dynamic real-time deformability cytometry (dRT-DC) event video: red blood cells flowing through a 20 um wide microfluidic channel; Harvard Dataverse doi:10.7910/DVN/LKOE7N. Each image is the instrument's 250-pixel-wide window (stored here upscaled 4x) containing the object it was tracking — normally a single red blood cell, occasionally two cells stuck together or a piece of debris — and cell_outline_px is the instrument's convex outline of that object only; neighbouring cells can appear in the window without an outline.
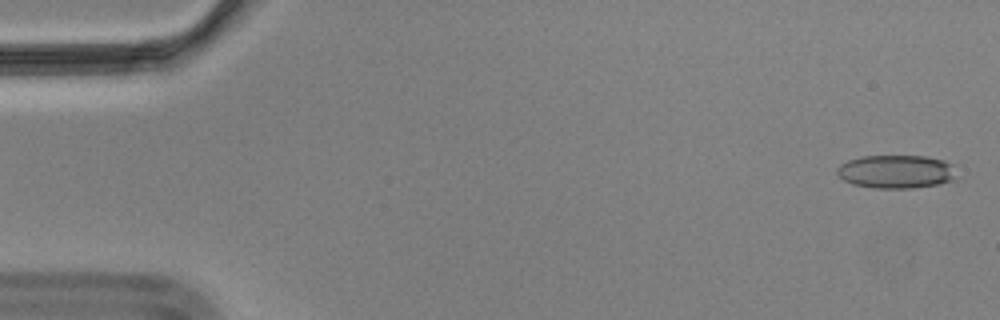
{"species": "Egyptian fruit bat (a non-hibernating species)", "species_latin": "Rousettus aegyptiacus", "temperature_condition": "cold", "stored_images_in_passage": 56, "camera_frame_rate_fps": 3000, "um_per_image_px": 0.085, "animal": {"sex": "male"}, "frame": {"image": 1, "passage_image": 1, "time_ms": 0.0, "image_size_px": [1000, 320], "cell_outline_px": [[960, 176], [956, 180], [940, 184], [912, 188], [876, 188], [852, 184], [844, 180], [836, 172], [836, 168], [840, 164], [848, 160], [864, 156], [924, 156], [944, 160], [952, 164]], "centroid_in_image_um": [76.24, 14.59], "position_along_channel_um": 8.8, "area_um2": 23.58}}
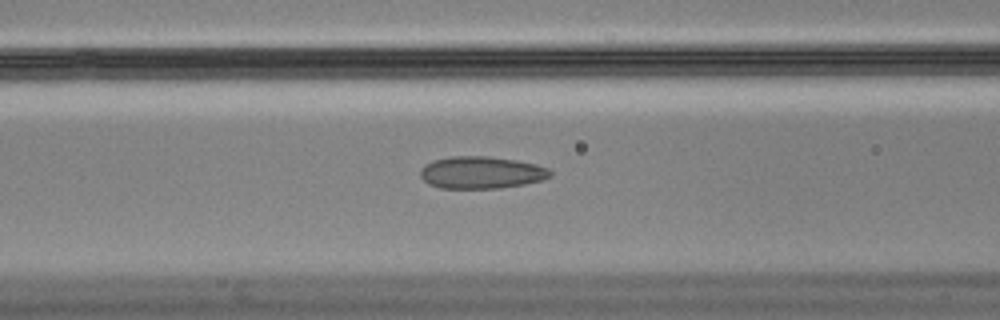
{"frame": {"image": 2, "passage_image": 22, "time_ms": 7.0, "image_size_px": [1000, 320], "cell_outline_px": [[552, 176], [544, 180], [524, 184], [500, 188], [440, 188], [428, 184], [420, 176], [420, 168], [424, 164], [432, 160], [452, 156], [488, 156], [516, 160], [536, 164], [548, 168], [552, 172]], "centroid_in_image_um": [40.91, 14.66], "position_along_channel_um": 125.7, "area_um2": 24.62}}
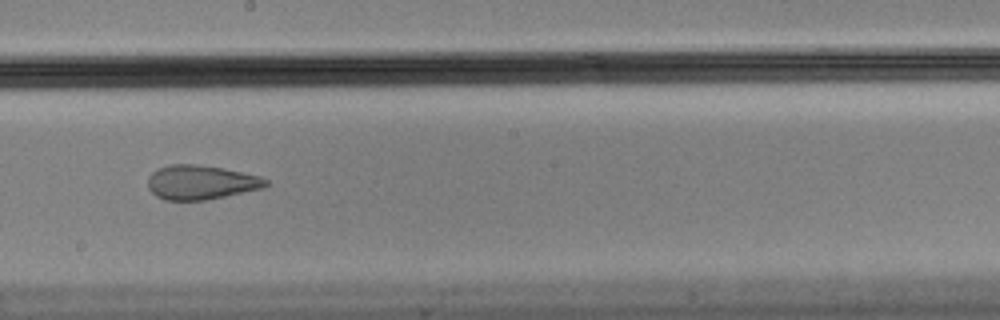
{"frame": {"image": 3, "passage_image": 31, "time_ms": 10.0, "image_size_px": [1000, 320], "cell_outline_px": [[268, 184], [264, 188], [204, 200], [164, 200], [156, 196], [148, 188], [148, 176], [156, 168], [172, 164], [196, 164], [224, 168], [260, 176], [268, 180]], "centroid_in_image_um": [17.06, 15.49], "position_along_channel_um": 231.1, "area_um2": 23.64}, "authors_computed_cell_mechanics": {"area_um2": 24.276, "velocity_mm_per_s": 3.516, "shape_relaxation_time_tau1_ms": null, "shape_relaxation_time_tau2_ms": 1.3384, "deformation_change_tau1": null, "deformation_change_tau2": 0.0826}}